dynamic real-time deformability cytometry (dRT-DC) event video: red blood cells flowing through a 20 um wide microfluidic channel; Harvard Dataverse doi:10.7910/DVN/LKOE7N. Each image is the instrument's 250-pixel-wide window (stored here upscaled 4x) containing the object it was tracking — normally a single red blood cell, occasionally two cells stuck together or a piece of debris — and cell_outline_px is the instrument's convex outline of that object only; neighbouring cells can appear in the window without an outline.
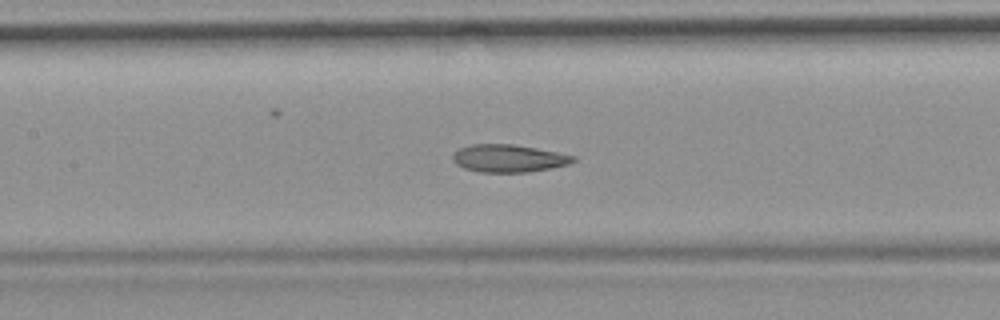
{"species": "common noctule bat (a hibernating species)", "species_latin": "Nyctalus noctula", "temperature_condition": "room temperature", "stored_images_in_passage": 42, "camera_frame_rate_fps": 3000, "um_per_image_px": 0.085, "animal": {"sex": "female", "body_mass_g": 19.9}, "frame": {"image": 1, "passage_image": 13, "time_ms": 4.0, "image_size_px": [1000, 320], "cell_outline_px": [[576, 160], [568, 164], [552, 168], [528, 172], [480, 172], [464, 168], [456, 164], [452, 160], [452, 156], [460, 148], [472, 144], [512, 144], [536, 148], [576, 156]], "centroid_in_image_um": [43.23, 13.46], "position_along_channel_um": 164.2, "area_um2": 19.31}, "authors_computed_cell_mechanics": {"area_um2": 19.7676, "velocity_mm_per_s": 3.6967, "shape_relaxation_time_tau1_ms": null, "shape_relaxation_time_tau2_ms": 3.1934, "deformation_change_tau1": null, "deformation_change_tau2": 0.1043}}